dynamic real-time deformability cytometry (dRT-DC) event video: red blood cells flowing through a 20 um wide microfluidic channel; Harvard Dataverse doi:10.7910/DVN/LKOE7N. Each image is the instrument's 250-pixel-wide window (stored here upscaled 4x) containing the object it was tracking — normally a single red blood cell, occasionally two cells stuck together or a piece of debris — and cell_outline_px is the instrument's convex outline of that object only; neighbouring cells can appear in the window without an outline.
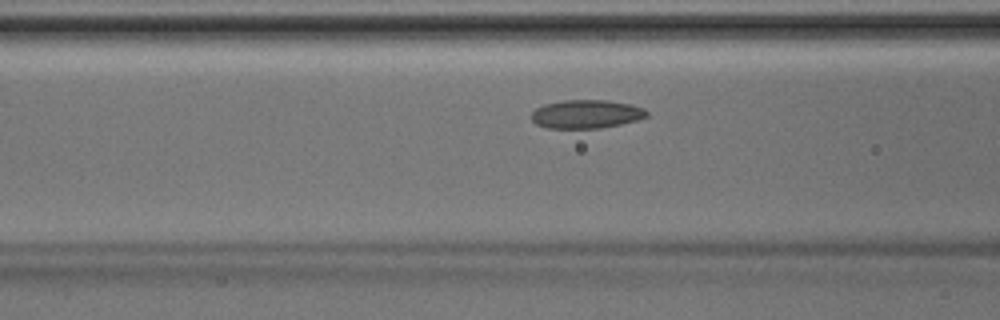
{"species": "Egyptian fruit bat (a non-hibernating species)", "species_latin": "Rousettus aegyptiacus", "temperature_condition": "room temperature", "stored_images_in_passage": 39, "camera_frame_rate_fps": 3000, "um_per_image_px": 0.085, "animal": {"sex": "male"}, "frame": {"image": 1, "passage_image": 11, "time_ms": 3.333, "image_size_px": [1000, 320], "cell_outline_px": [[648, 116], [636, 120], [620, 124], [600, 128], [548, 128], [536, 124], [532, 120], [532, 112], [536, 108], [544, 104], [564, 100], [608, 100], [632, 104], [644, 108], [648, 112]], "centroid_in_image_um": [49.84, 9.69], "position_along_channel_um": 116.8, "area_um2": 19.19}}
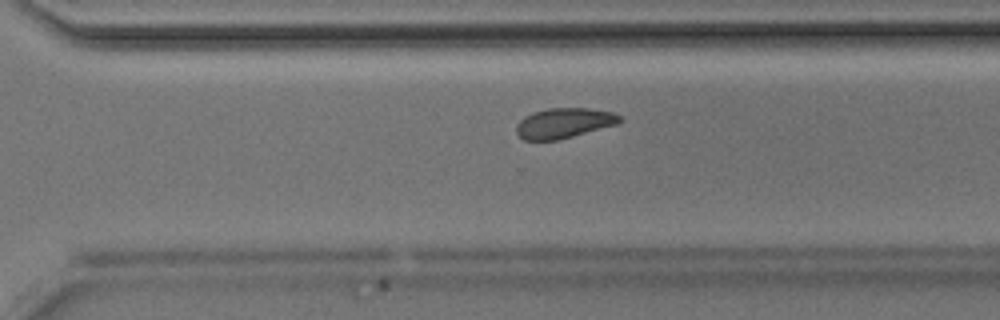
{"frame": {"image": 2, "passage_image": 25, "time_ms": 8.0, "image_size_px": [1000, 320], "cell_outline_px": [[624, 120], [616, 124], [572, 136], [556, 140], [524, 140], [516, 132], [516, 124], [524, 116], [532, 112], [548, 108], [588, 108], [612, 112], [620, 116]], "centroid_in_image_um": [47.91, 10.45], "position_along_channel_um": 322.7, "area_um2": 18.03}}
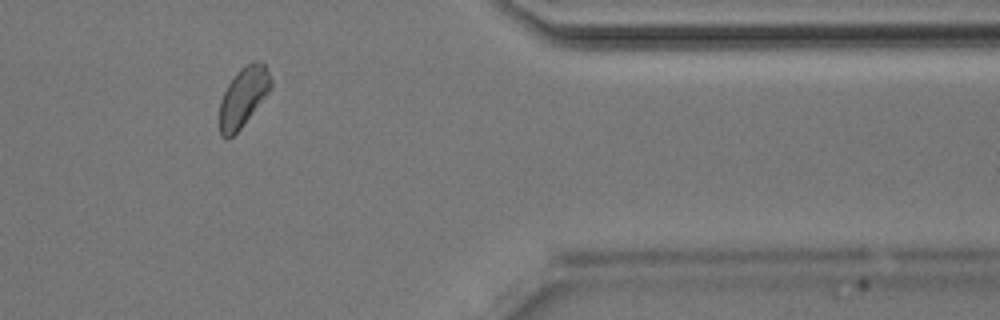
{"frame": {"image": 3, "passage_image": 31, "time_ms": 10.0, "image_size_px": [1000, 320], "cell_outline_px": [[272, 88], [240, 128], [228, 140], [224, 140], [220, 136], [220, 100], [228, 84], [236, 72], [240, 68], [252, 60], [256, 60], [264, 64], [272, 80]], "centroid_in_image_um": [20.67, 8.23], "position_along_channel_um": 390.7, "area_um2": 17.74}}